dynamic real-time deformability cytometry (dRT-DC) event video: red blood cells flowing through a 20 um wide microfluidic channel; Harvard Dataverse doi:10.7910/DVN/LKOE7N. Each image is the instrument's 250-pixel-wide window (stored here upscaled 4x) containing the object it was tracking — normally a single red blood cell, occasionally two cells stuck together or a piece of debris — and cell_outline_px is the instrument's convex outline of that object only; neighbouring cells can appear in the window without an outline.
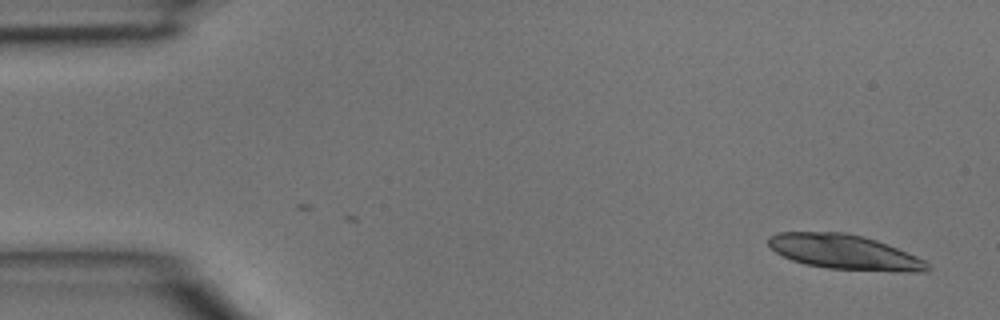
{"species": "common noctule bat (a hibernating species)", "species_latin": "Nyctalus noctula", "temperature_condition": "room temperature", "stored_images_in_passage": 15, "camera_frame_rate_fps": 3000, "um_per_image_px": 0.085, "animal": {"sex": "male", "body_mass_g": 15.6}, "frame": {"image": 1, "passage_image": 1, "time_ms": 0.0, "image_size_px": [1000, 320], "cell_outline_px": [[932, 268], [928, 272], [892, 272], [828, 268], [804, 264], [792, 260], [776, 252], [768, 244], [768, 236], [780, 232], [844, 232], [876, 240], [916, 256], [924, 260]], "centroid_in_image_um": [71.8, 21.44], "position_along_channel_um": 13.2, "area_um2": 32.19}}
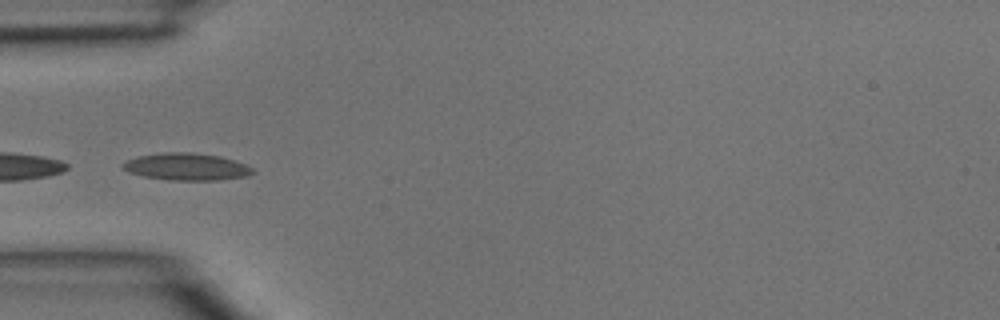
{"frame": {"image": 2, "passage_image": 13, "time_ms": 4.0, "image_size_px": [1000, 320], "cell_outline_px": [[256, 172], [248, 176], [220, 180], [168, 180], [144, 176], [128, 172], [120, 168], [120, 164], [136, 156], [160, 152], [192, 152], [220, 156], [244, 164], [252, 168]], "centroid_in_image_um": [15.81, 14.17], "position_along_channel_um": 69.2, "area_um2": 20.75}}